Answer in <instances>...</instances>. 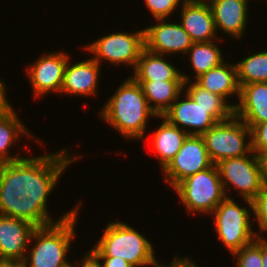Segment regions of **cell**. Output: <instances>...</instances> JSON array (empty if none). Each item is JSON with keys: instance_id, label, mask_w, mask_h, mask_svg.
Segmentation results:
<instances>
[{"instance_id": "obj_1", "label": "cell", "mask_w": 267, "mask_h": 267, "mask_svg": "<svg viewBox=\"0 0 267 267\" xmlns=\"http://www.w3.org/2000/svg\"><path fill=\"white\" fill-rule=\"evenodd\" d=\"M83 155L63 147L49 154L0 163V214L28 221L36 227H45L68 218L80 202L56 220L51 218L49 195L66 173L65 170Z\"/></svg>"}, {"instance_id": "obj_2", "label": "cell", "mask_w": 267, "mask_h": 267, "mask_svg": "<svg viewBox=\"0 0 267 267\" xmlns=\"http://www.w3.org/2000/svg\"><path fill=\"white\" fill-rule=\"evenodd\" d=\"M127 78L101 107L99 115L101 121L124 139L143 142L147 137L148 119L159 120V116L149 106L140 84L131 76Z\"/></svg>"}, {"instance_id": "obj_3", "label": "cell", "mask_w": 267, "mask_h": 267, "mask_svg": "<svg viewBox=\"0 0 267 267\" xmlns=\"http://www.w3.org/2000/svg\"><path fill=\"white\" fill-rule=\"evenodd\" d=\"M82 204L81 201L68 218L34 230L24 259L25 267H67L71 264L68 253L77 235L75 229Z\"/></svg>"}, {"instance_id": "obj_4", "label": "cell", "mask_w": 267, "mask_h": 267, "mask_svg": "<svg viewBox=\"0 0 267 267\" xmlns=\"http://www.w3.org/2000/svg\"><path fill=\"white\" fill-rule=\"evenodd\" d=\"M102 237L89 249L96 257H121L133 267H155L160 262L146 236L122 220L106 224Z\"/></svg>"}, {"instance_id": "obj_5", "label": "cell", "mask_w": 267, "mask_h": 267, "mask_svg": "<svg viewBox=\"0 0 267 267\" xmlns=\"http://www.w3.org/2000/svg\"><path fill=\"white\" fill-rule=\"evenodd\" d=\"M244 207L235 199L226 197L213 210L214 226L219 242L233 255L242 247L251 244L258 238L253 228L252 201L242 199ZM249 207V208H248Z\"/></svg>"}, {"instance_id": "obj_6", "label": "cell", "mask_w": 267, "mask_h": 267, "mask_svg": "<svg viewBox=\"0 0 267 267\" xmlns=\"http://www.w3.org/2000/svg\"><path fill=\"white\" fill-rule=\"evenodd\" d=\"M172 190L186 208L187 213L208 215L226 198L216 164L208 169L190 175L180 181Z\"/></svg>"}, {"instance_id": "obj_7", "label": "cell", "mask_w": 267, "mask_h": 267, "mask_svg": "<svg viewBox=\"0 0 267 267\" xmlns=\"http://www.w3.org/2000/svg\"><path fill=\"white\" fill-rule=\"evenodd\" d=\"M216 166L226 197H232L229 193L234 187L237 196L252 201L267 185L261 158L253 151L242 157L223 159Z\"/></svg>"}, {"instance_id": "obj_8", "label": "cell", "mask_w": 267, "mask_h": 267, "mask_svg": "<svg viewBox=\"0 0 267 267\" xmlns=\"http://www.w3.org/2000/svg\"><path fill=\"white\" fill-rule=\"evenodd\" d=\"M202 137L213 164L252 152L251 129L236 115L217 122Z\"/></svg>"}, {"instance_id": "obj_9", "label": "cell", "mask_w": 267, "mask_h": 267, "mask_svg": "<svg viewBox=\"0 0 267 267\" xmlns=\"http://www.w3.org/2000/svg\"><path fill=\"white\" fill-rule=\"evenodd\" d=\"M99 64L105 63L118 66H129L135 69L141 52L145 48L144 29L132 32H112L103 35L84 47ZM109 61V62H108ZM124 64V65H123Z\"/></svg>"}, {"instance_id": "obj_10", "label": "cell", "mask_w": 267, "mask_h": 267, "mask_svg": "<svg viewBox=\"0 0 267 267\" xmlns=\"http://www.w3.org/2000/svg\"><path fill=\"white\" fill-rule=\"evenodd\" d=\"M233 115L235 108H203L184 91L162 117L188 135L202 136L217 122L229 119Z\"/></svg>"}, {"instance_id": "obj_11", "label": "cell", "mask_w": 267, "mask_h": 267, "mask_svg": "<svg viewBox=\"0 0 267 267\" xmlns=\"http://www.w3.org/2000/svg\"><path fill=\"white\" fill-rule=\"evenodd\" d=\"M213 165L202 136L188 135L182 147L161 170L165 183L173 189L180 181Z\"/></svg>"}, {"instance_id": "obj_12", "label": "cell", "mask_w": 267, "mask_h": 267, "mask_svg": "<svg viewBox=\"0 0 267 267\" xmlns=\"http://www.w3.org/2000/svg\"><path fill=\"white\" fill-rule=\"evenodd\" d=\"M71 55L67 50L49 51L40 55L26 68L27 78L34 98L45 97L48 93L60 94L64 70Z\"/></svg>"}, {"instance_id": "obj_13", "label": "cell", "mask_w": 267, "mask_h": 267, "mask_svg": "<svg viewBox=\"0 0 267 267\" xmlns=\"http://www.w3.org/2000/svg\"><path fill=\"white\" fill-rule=\"evenodd\" d=\"M145 48L153 53L166 56L186 53L193 45L189 34L178 22H169L168 18L155 19V23L144 28Z\"/></svg>"}, {"instance_id": "obj_14", "label": "cell", "mask_w": 267, "mask_h": 267, "mask_svg": "<svg viewBox=\"0 0 267 267\" xmlns=\"http://www.w3.org/2000/svg\"><path fill=\"white\" fill-rule=\"evenodd\" d=\"M71 60L73 59L69 58L64 70L60 95L65 94L72 97L97 95L102 66L90 58V54L88 59L76 61L74 64Z\"/></svg>"}, {"instance_id": "obj_15", "label": "cell", "mask_w": 267, "mask_h": 267, "mask_svg": "<svg viewBox=\"0 0 267 267\" xmlns=\"http://www.w3.org/2000/svg\"><path fill=\"white\" fill-rule=\"evenodd\" d=\"M178 12L179 23L194 43L224 41L217 36L212 9L207 1L186 0Z\"/></svg>"}, {"instance_id": "obj_16", "label": "cell", "mask_w": 267, "mask_h": 267, "mask_svg": "<svg viewBox=\"0 0 267 267\" xmlns=\"http://www.w3.org/2000/svg\"><path fill=\"white\" fill-rule=\"evenodd\" d=\"M36 228L28 221L0 214V259L24 261Z\"/></svg>"}, {"instance_id": "obj_17", "label": "cell", "mask_w": 267, "mask_h": 267, "mask_svg": "<svg viewBox=\"0 0 267 267\" xmlns=\"http://www.w3.org/2000/svg\"><path fill=\"white\" fill-rule=\"evenodd\" d=\"M212 9L216 32L223 31L233 39L241 40L247 33L249 4L246 0H208Z\"/></svg>"}, {"instance_id": "obj_18", "label": "cell", "mask_w": 267, "mask_h": 267, "mask_svg": "<svg viewBox=\"0 0 267 267\" xmlns=\"http://www.w3.org/2000/svg\"><path fill=\"white\" fill-rule=\"evenodd\" d=\"M26 128L13 106L0 115V163L17 161L24 157L21 154L22 149H19L16 154H11L12 147L20 144L22 137L29 140L32 138L36 143L43 145L44 142L37 136H33L30 129Z\"/></svg>"}, {"instance_id": "obj_19", "label": "cell", "mask_w": 267, "mask_h": 267, "mask_svg": "<svg viewBox=\"0 0 267 267\" xmlns=\"http://www.w3.org/2000/svg\"><path fill=\"white\" fill-rule=\"evenodd\" d=\"M235 115L250 129L267 121V82L251 83L240 88Z\"/></svg>"}, {"instance_id": "obj_20", "label": "cell", "mask_w": 267, "mask_h": 267, "mask_svg": "<svg viewBox=\"0 0 267 267\" xmlns=\"http://www.w3.org/2000/svg\"><path fill=\"white\" fill-rule=\"evenodd\" d=\"M166 55L153 53L146 48L141 52L135 69L130 75L135 81H184L181 70Z\"/></svg>"}, {"instance_id": "obj_21", "label": "cell", "mask_w": 267, "mask_h": 267, "mask_svg": "<svg viewBox=\"0 0 267 267\" xmlns=\"http://www.w3.org/2000/svg\"><path fill=\"white\" fill-rule=\"evenodd\" d=\"M194 81L203 89L220 95L227 101L234 96L239 101L240 87L237 81V67L235 63H228L225 60L219 66L201 74Z\"/></svg>"}, {"instance_id": "obj_22", "label": "cell", "mask_w": 267, "mask_h": 267, "mask_svg": "<svg viewBox=\"0 0 267 267\" xmlns=\"http://www.w3.org/2000/svg\"><path fill=\"white\" fill-rule=\"evenodd\" d=\"M159 118L162 121L155 132H152L149 142L162 170L180 150L188 134L178 126L169 123L164 117L159 116Z\"/></svg>"}, {"instance_id": "obj_23", "label": "cell", "mask_w": 267, "mask_h": 267, "mask_svg": "<svg viewBox=\"0 0 267 267\" xmlns=\"http://www.w3.org/2000/svg\"><path fill=\"white\" fill-rule=\"evenodd\" d=\"M221 40H213L210 42L193 43L186 55L189 58V66L194 71L193 76L186 75L182 72L184 82L195 80L201 74L209 71L212 68L219 66L224 62V56L217 42ZM217 43V44H216ZM192 78V79H191Z\"/></svg>"}, {"instance_id": "obj_24", "label": "cell", "mask_w": 267, "mask_h": 267, "mask_svg": "<svg viewBox=\"0 0 267 267\" xmlns=\"http://www.w3.org/2000/svg\"><path fill=\"white\" fill-rule=\"evenodd\" d=\"M140 84L149 106L158 116L172 105L184 91V81H136Z\"/></svg>"}, {"instance_id": "obj_25", "label": "cell", "mask_w": 267, "mask_h": 267, "mask_svg": "<svg viewBox=\"0 0 267 267\" xmlns=\"http://www.w3.org/2000/svg\"><path fill=\"white\" fill-rule=\"evenodd\" d=\"M247 56L235 63L239 87L251 83L267 82V50Z\"/></svg>"}, {"instance_id": "obj_26", "label": "cell", "mask_w": 267, "mask_h": 267, "mask_svg": "<svg viewBox=\"0 0 267 267\" xmlns=\"http://www.w3.org/2000/svg\"><path fill=\"white\" fill-rule=\"evenodd\" d=\"M184 91L203 108H235L236 103L200 87L195 81L184 82Z\"/></svg>"}, {"instance_id": "obj_27", "label": "cell", "mask_w": 267, "mask_h": 267, "mask_svg": "<svg viewBox=\"0 0 267 267\" xmlns=\"http://www.w3.org/2000/svg\"><path fill=\"white\" fill-rule=\"evenodd\" d=\"M236 259L235 267H263L262 266V237H258L251 244L242 247L233 255Z\"/></svg>"}, {"instance_id": "obj_28", "label": "cell", "mask_w": 267, "mask_h": 267, "mask_svg": "<svg viewBox=\"0 0 267 267\" xmlns=\"http://www.w3.org/2000/svg\"><path fill=\"white\" fill-rule=\"evenodd\" d=\"M253 222H256L258 237L267 238V185L252 200Z\"/></svg>"}, {"instance_id": "obj_29", "label": "cell", "mask_w": 267, "mask_h": 267, "mask_svg": "<svg viewBox=\"0 0 267 267\" xmlns=\"http://www.w3.org/2000/svg\"><path fill=\"white\" fill-rule=\"evenodd\" d=\"M186 0H144L150 15L155 19L169 18Z\"/></svg>"}, {"instance_id": "obj_30", "label": "cell", "mask_w": 267, "mask_h": 267, "mask_svg": "<svg viewBox=\"0 0 267 267\" xmlns=\"http://www.w3.org/2000/svg\"><path fill=\"white\" fill-rule=\"evenodd\" d=\"M252 151L259 157L267 151V121L251 128Z\"/></svg>"}, {"instance_id": "obj_31", "label": "cell", "mask_w": 267, "mask_h": 267, "mask_svg": "<svg viewBox=\"0 0 267 267\" xmlns=\"http://www.w3.org/2000/svg\"><path fill=\"white\" fill-rule=\"evenodd\" d=\"M83 255V258L80 261L77 259V263L74 264L76 267H102L100 261L90 250L84 252Z\"/></svg>"}, {"instance_id": "obj_32", "label": "cell", "mask_w": 267, "mask_h": 267, "mask_svg": "<svg viewBox=\"0 0 267 267\" xmlns=\"http://www.w3.org/2000/svg\"><path fill=\"white\" fill-rule=\"evenodd\" d=\"M102 267H133L121 257H97Z\"/></svg>"}, {"instance_id": "obj_33", "label": "cell", "mask_w": 267, "mask_h": 267, "mask_svg": "<svg viewBox=\"0 0 267 267\" xmlns=\"http://www.w3.org/2000/svg\"><path fill=\"white\" fill-rule=\"evenodd\" d=\"M192 259L193 258H190L189 255L180 257L178 256V253H176V255H174V257L170 259L171 261H169V263L163 264L162 262H160L155 267H186L192 261Z\"/></svg>"}, {"instance_id": "obj_34", "label": "cell", "mask_w": 267, "mask_h": 267, "mask_svg": "<svg viewBox=\"0 0 267 267\" xmlns=\"http://www.w3.org/2000/svg\"><path fill=\"white\" fill-rule=\"evenodd\" d=\"M7 84L0 77V115L12 106L9 98H7Z\"/></svg>"}, {"instance_id": "obj_35", "label": "cell", "mask_w": 267, "mask_h": 267, "mask_svg": "<svg viewBox=\"0 0 267 267\" xmlns=\"http://www.w3.org/2000/svg\"><path fill=\"white\" fill-rule=\"evenodd\" d=\"M0 267H25L24 261L0 259Z\"/></svg>"}, {"instance_id": "obj_36", "label": "cell", "mask_w": 267, "mask_h": 267, "mask_svg": "<svg viewBox=\"0 0 267 267\" xmlns=\"http://www.w3.org/2000/svg\"><path fill=\"white\" fill-rule=\"evenodd\" d=\"M262 266L267 267V239L262 238Z\"/></svg>"}, {"instance_id": "obj_37", "label": "cell", "mask_w": 267, "mask_h": 267, "mask_svg": "<svg viewBox=\"0 0 267 267\" xmlns=\"http://www.w3.org/2000/svg\"><path fill=\"white\" fill-rule=\"evenodd\" d=\"M261 162H262V167L264 169V173L267 179V151H265L261 156Z\"/></svg>"}, {"instance_id": "obj_38", "label": "cell", "mask_w": 267, "mask_h": 267, "mask_svg": "<svg viewBox=\"0 0 267 267\" xmlns=\"http://www.w3.org/2000/svg\"><path fill=\"white\" fill-rule=\"evenodd\" d=\"M186 267H199V265H197L194 260H192Z\"/></svg>"}, {"instance_id": "obj_39", "label": "cell", "mask_w": 267, "mask_h": 267, "mask_svg": "<svg viewBox=\"0 0 267 267\" xmlns=\"http://www.w3.org/2000/svg\"><path fill=\"white\" fill-rule=\"evenodd\" d=\"M74 263H75V261L74 262H72L69 266H67V267H76L75 265H74ZM73 264V265H72Z\"/></svg>"}]
</instances>
